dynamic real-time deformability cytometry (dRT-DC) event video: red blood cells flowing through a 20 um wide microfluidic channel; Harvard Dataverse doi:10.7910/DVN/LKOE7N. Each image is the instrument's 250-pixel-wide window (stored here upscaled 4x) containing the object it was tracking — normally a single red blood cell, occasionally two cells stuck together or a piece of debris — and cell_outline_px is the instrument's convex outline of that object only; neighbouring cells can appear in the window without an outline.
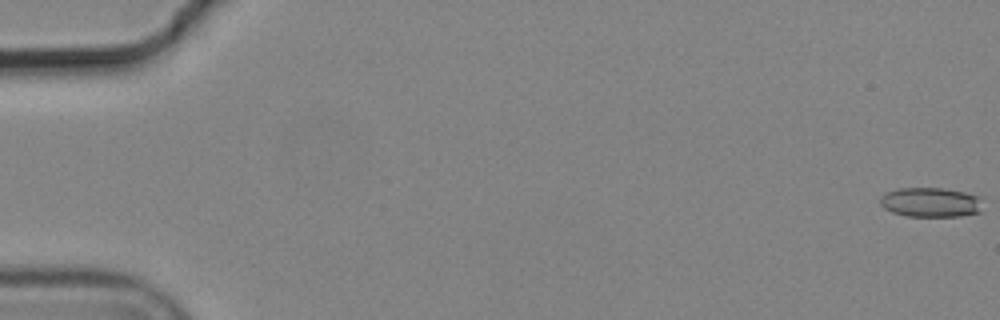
{"species": "common noctule bat (a hibernating species)", "species_latin": "Nyctalus noctula", "temperature_condition": "cold", "stored_images_in_passage": 7, "camera_frame_rate_fps": 3000, "um_per_image_px": 0.085, "animal": {"sex": "male", "body_mass_g": 19.2, "forearm_length_mm": 51.8}, "frame": {"image": 1, "passage_image": 1, "time_ms": 0.0, "image_size_px": [1000, 320], "cell_outline_px": [[980, 212], [960, 216], [908, 216], [892, 212], [884, 208], [880, 204], [880, 196], [884, 192], [896, 188], [944, 188], [964, 192], [980, 196]], "centroid_in_image_um": [79.06, 17.18], "position_along_channel_um": 5.9, "area_um2": 17.74}}
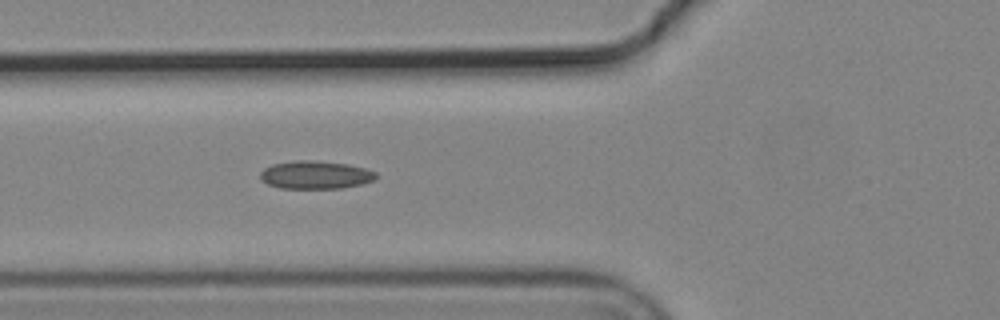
{"frame": {"image": 2, "passage_image": 7, "time_ms": 2.0, "image_size_px": [1000, 320], "cell_outline_px": [[376, 180], [344, 188], [280, 188], [268, 184], [260, 180], [260, 172], [264, 168], [272, 164], [296, 160], [312, 160], [348, 164], [364, 168], [376, 172]], "centroid_in_image_um": [26.8, 14.86], "position_along_channel_um": 99.0, "area_um2": 18.96}}